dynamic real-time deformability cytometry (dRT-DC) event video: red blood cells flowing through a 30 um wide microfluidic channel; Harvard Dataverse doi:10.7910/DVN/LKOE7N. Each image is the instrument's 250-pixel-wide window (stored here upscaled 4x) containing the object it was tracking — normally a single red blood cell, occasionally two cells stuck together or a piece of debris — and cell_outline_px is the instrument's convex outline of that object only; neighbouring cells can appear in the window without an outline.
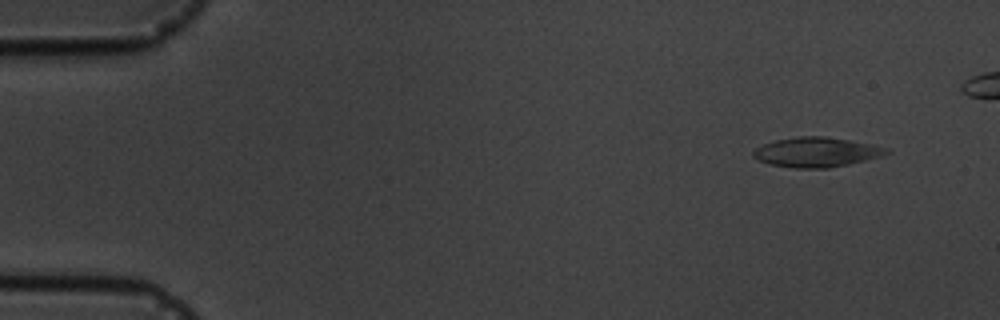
{"species": "common noctule bat (a hibernating species)", "species_latin": "Nyctalus noctula", "temperature_condition": "cold", "stored_images_in_passage": 4, "camera_frame_rate_fps": 3000, "um_per_image_px": 0.085, "animal": {"sex": "male", "body_mass_g": 19.5, "forearm_length_mm": 54.6}, "frame": {"image": 1, "passage_image": 1, "time_ms": 0.0, "image_size_px": [1000, 320], "cell_outline_px": [[892, 152], [880, 156], [848, 164], [828, 168], [792, 168], [768, 164], [756, 160], [752, 156], [752, 152], [760, 144], [776, 140], [796, 136], [824, 136], [876, 144], [892, 148]], "centroid_in_image_um": [69.4, 12.92], "position_along_channel_um": 15.6, "area_um2": 23.52}}